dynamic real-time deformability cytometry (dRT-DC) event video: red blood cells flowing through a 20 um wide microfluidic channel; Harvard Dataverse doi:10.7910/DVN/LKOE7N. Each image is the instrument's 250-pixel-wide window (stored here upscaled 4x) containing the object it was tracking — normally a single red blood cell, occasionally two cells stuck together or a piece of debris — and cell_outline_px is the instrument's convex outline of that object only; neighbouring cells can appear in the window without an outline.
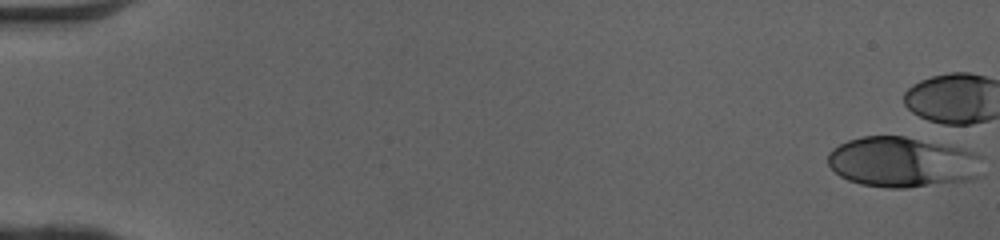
{"species": "human", "species_latin": "Homo sapiens", "temperature_condition": "cold", "stored_images_in_passage": 6, "camera_frame_rate_fps": 3000, "um_per_image_px": 0.085, "donor": {"sex": "female"}, "frame": {"image": 1, "passage_image": 1, "time_ms": 0.0, "image_size_px": [1000, 240], "cell_outline_px": [[984, 176], [972, 180], [904, 188], [888, 188], [860, 184], [848, 180], [840, 176], [828, 164], [828, 152], [832, 148], [848, 140], [864, 136], [904, 136], [964, 148], [976, 152], [984, 156]], "centroid_in_image_um": [76.82, 13.78], "position_along_channel_um": 8.2, "area_um2": 46.3}}